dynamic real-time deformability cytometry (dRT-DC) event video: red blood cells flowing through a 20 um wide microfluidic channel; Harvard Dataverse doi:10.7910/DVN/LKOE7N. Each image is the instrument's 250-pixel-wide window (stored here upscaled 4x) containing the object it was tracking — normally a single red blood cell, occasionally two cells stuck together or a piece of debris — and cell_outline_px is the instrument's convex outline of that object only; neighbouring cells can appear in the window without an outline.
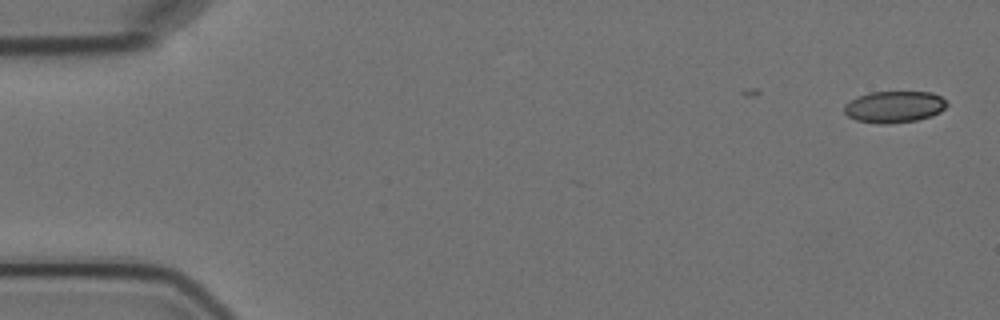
{"species": "Egyptian fruit bat (a non-hibernating species)", "species_latin": "Rousettus aegyptiacus", "temperature_condition": "cold", "stored_images_in_passage": 4, "camera_frame_rate_fps": 3000, "um_per_image_px": 0.085, "animal": {"sex": "female"}, "frame": {"image": 1, "passage_image": 1, "time_ms": 0.0, "image_size_px": [1000, 320], "cell_outline_px": [[948, 104], [940, 112], [932, 116], [916, 120], [884, 124], [880, 124], [856, 120], [848, 116], [844, 112], [844, 104], [856, 96], [868, 92], [932, 92], [940, 96]], "centroid_in_image_um": [75.98, 9.07], "position_along_channel_um": 9.0, "area_um2": 18.96}}